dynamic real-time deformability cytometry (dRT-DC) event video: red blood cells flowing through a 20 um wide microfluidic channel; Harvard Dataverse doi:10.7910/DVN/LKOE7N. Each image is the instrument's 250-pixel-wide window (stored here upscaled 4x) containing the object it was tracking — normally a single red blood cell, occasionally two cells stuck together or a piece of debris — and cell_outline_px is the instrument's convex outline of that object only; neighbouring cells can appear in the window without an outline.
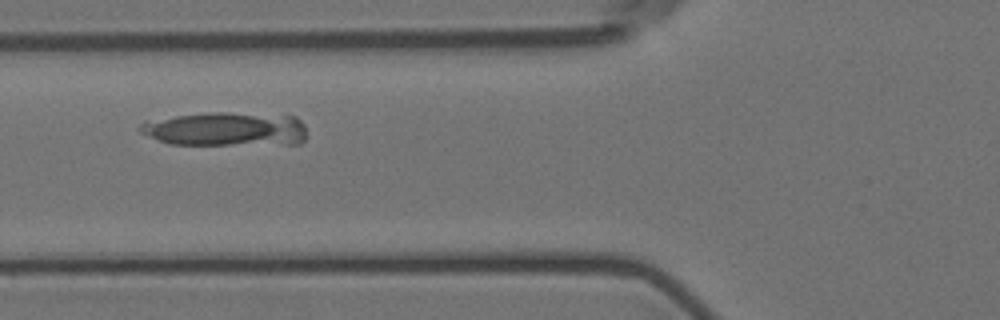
{"species": "Egyptian fruit bat (a non-hibernating species)", "species_latin": "Rousettus aegyptiacus", "temperature_condition": "room temperature", "stored_images_in_passage": 12, "camera_frame_rate_fps": 3000, "um_per_image_px": 0.085, "animal": {"sex": "female"}, "frame": {"image": 1, "passage_image": 3, "time_ms": 3.333, "image_size_px": [1000, 320], "cell_outline_px": [[308, 136], [300, 144], [172, 144], [148, 136], [140, 132], [136, 128], [144, 120], [208, 112], [228, 112], [296, 116], [304, 124]], "centroid_in_image_um": [19.22, 10.96], "position_along_channel_um": 106.6, "area_um2": 33.35}}
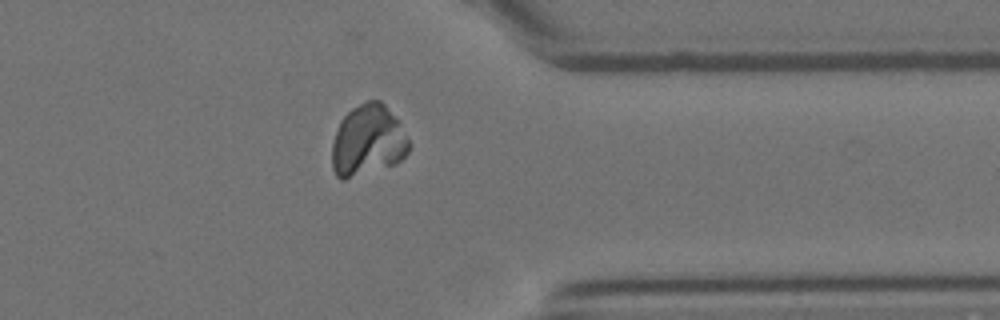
{"frame": {"image": 2, "passage_image": 10, "time_ms": 11.333, "image_size_px": [1000, 320], "cell_outline_px": [[408, 152], [396, 164], [344, 180], [340, 180], [336, 176], [332, 168], [332, 144], [340, 120], [352, 108], [368, 100], [380, 100], [384, 104], [396, 120], [408, 140]], "centroid_in_image_um": [31.22, 11.98], "position_along_channel_um": 380.2, "area_um2": 31.5}}
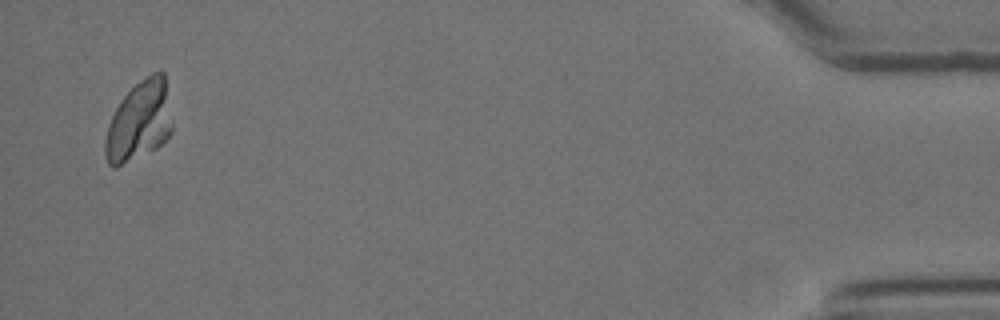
{"frame": {"image": 3, "passage_image": 12, "time_ms": 14.667, "image_size_px": [1000, 320], "cell_outline_px": [[172, 132], [156, 148], [116, 168], [112, 168], [108, 164], [104, 152], [104, 140], [108, 124], [116, 108], [124, 96], [140, 80], [152, 72], [164, 72], [172, 124]], "centroid_in_image_um": [11.81, 10.32], "position_along_channel_um": 423.4, "area_um2": 30.98}}